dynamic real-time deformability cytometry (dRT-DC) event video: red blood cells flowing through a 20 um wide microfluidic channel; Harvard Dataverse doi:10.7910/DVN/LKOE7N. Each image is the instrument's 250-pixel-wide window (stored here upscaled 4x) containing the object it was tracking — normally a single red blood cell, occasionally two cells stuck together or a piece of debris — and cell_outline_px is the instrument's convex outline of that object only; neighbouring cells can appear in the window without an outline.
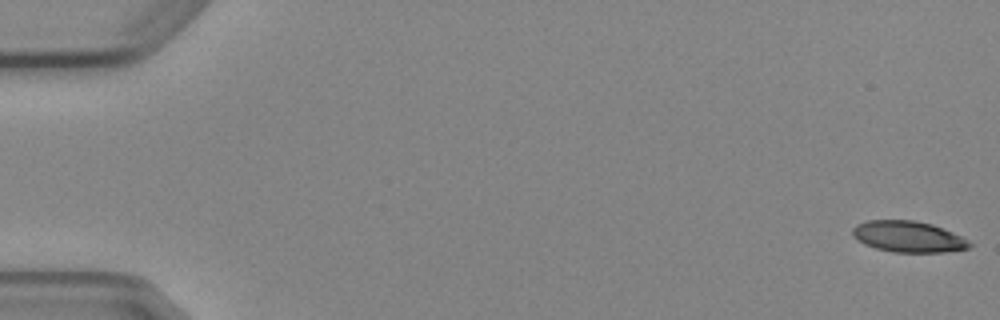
{"species": "Egyptian fruit bat (a non-hibernating species)", "species_latin": "Rousettus aegyptiacus", "temperature_condition": "cold", "stored_images_in_passage": 5, "camera_frame_rate_fps": 3000, "um_per_image_px": 0.085, "animal": {"sex": "female"}, "frame": {"image": 1, "passage_image": 1, "time_ms": 0.0, "image_size_px": [1000, 320], "cell_outline_px": [[972, 244], [968, 248], [944, 252], [892, 252], [876, 248], [864, 244], [852, 236], [852, 228], [856, 224], [868, 220], [916, 220], [932, 224], [952, 232], [968, 240]], "centroid_in_image_um": [77.17, 20.11], "position_along_channel_um": 7.8, "area_um2": 21.21}}